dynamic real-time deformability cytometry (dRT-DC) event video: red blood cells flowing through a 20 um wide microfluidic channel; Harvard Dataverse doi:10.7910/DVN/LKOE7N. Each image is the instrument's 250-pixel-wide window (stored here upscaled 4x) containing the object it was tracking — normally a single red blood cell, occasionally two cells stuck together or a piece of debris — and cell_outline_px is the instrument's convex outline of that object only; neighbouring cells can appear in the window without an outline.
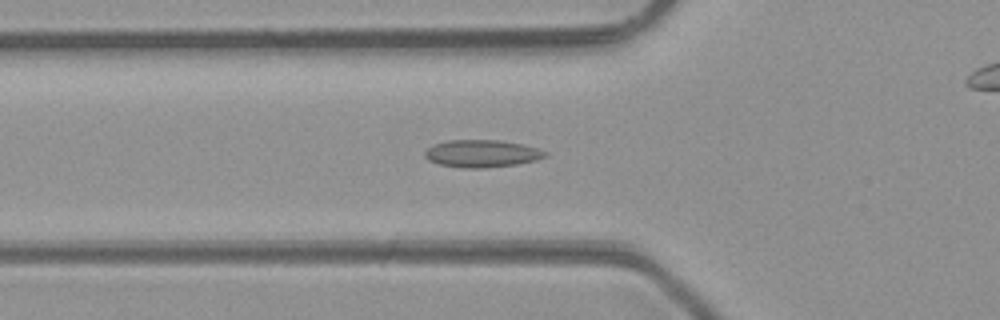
{"species": "common noctule bat (a hibernating species)", "species_latin": "Nyctalus noctula", "temperature_condition": "room temperature", "stored_images_in_passage": 49, "camera_frame_rate_fps": 3000, "um_per_image_px": 0.085, "animal": {"sex": "male", "body_mass_g": 23.1, "forearm_length_mm": 52.7}, "frame": {"image": 1, "passage_image": 17, "time_ms": 5.333, "image_size_px": [1000, 320], "cell_outline_px": [[548, 156], [536, 160], [516, 164], [484, 168], [460, 168], [440, 164], [428, 160], [424, 156], [424, 152], [432, 144], [448, 140], [500, 140], [524, 144], [548, 152]], "centroid_in_image_um": [40.95, 13.05], "position_along_channel_um": 84.8, "area_um2": 19.36}}
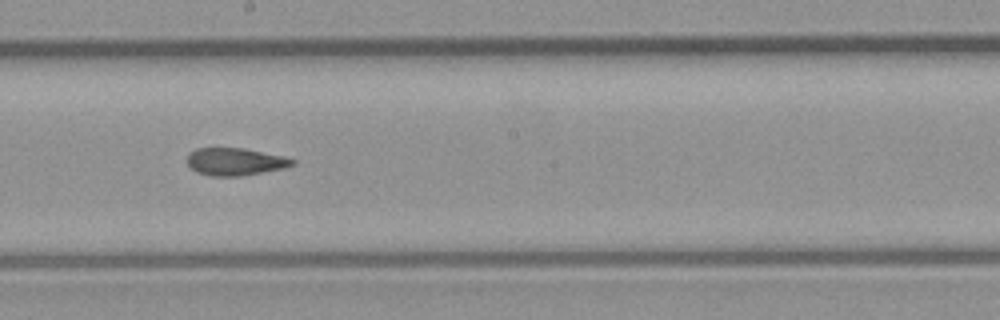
{"frame": {"image": 2, "passage_image": 27, "time_ms": 8.667, "image_size_px": [1000, 320], "cell_outline_px": [[296, 164], [284, 168], [244, 176], [208, 176], [196, 172], [188, 164], [188, 152], [196, 148], [244, 148], [284, 156], [296, 160]], "centroid_in_image_um": [20.0, 13.74], "position_along_channel_um": 228.2, "area_um2": 17.05}}
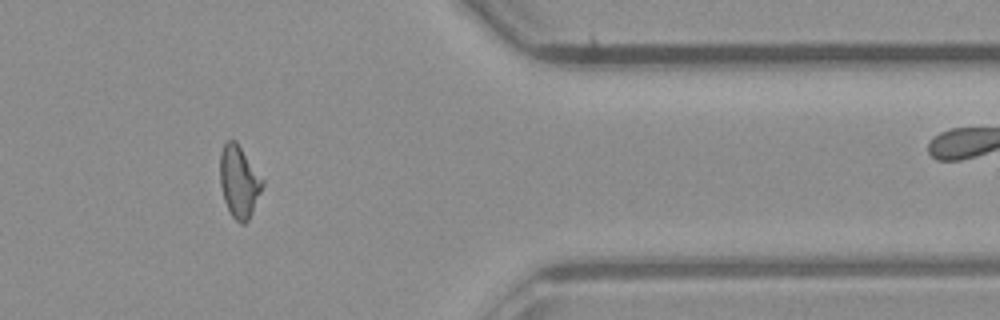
{"frame": {"image": 3, "passage_image": 40, "time_ms": 13.0, "image_size_px": [1000, 320], "cell_outline_px": [[264, 184], [252, 212], [248, 220], [244, 224], [240, 224], [232, 216], [224, 200], [220, 184], [220, 152], [224, 144], [228, 140], [236, 140], [264, 180]], "centroid_in_image_um": [20.32, 15.42], "position_along_channel_um": 391.1, "area_um2": 17.74}}